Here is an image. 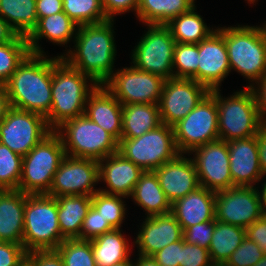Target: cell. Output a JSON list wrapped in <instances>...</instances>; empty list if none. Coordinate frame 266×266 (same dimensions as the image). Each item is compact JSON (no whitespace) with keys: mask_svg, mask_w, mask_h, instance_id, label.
<instances>
[{"mask_svg":"<svg viewBox=\"0 0 266 266\" xmlns=\"http://www.w3.org/2000/svg\"><path fill=\"white\" fill-rule=\"evenodd\" d=\"M114 20L79 26L75 48L60 55L71 67L103 85L114 73L116 43ZM66 53V54H65Z\"/></svg>","mask_w":266,"mask_h":266,"instance_id":"1","label":"cell"},{"mask_svg":"<svg viewBox=\"0 0 266 266\" xmlns=\"http://www.w3.org/2000/svg\"><path fill=\"white\" fill-rule=\"evenodd\" d=\"M29 53L4 84L11 107L46 117L52 105V57Z\"/></svg>","mask_w":266,"mask_h":266,"instance_id":"2","label":"cell"},{"mask_svg":"<svg viewBox=\"0 0 266 266\" xmlns=\"http://www.w3.org/2000/svg\"><path fill=\"white\" fill-rule=\"evenodd\" d=\"M97 86L91 77L71 67L61 56L52 57V105L45 117L49 128L55 131L64 122L83 115L86 101Z\"/></svg>","mask_w":266,"mask_h":266,"instance_id":"3","label":"cell"},{"mask_svg":"<svg viewBox=\"0 0 266 266\" xmlns=\"http://www.w3.org/2000/svg\"><path fill=\"white\" fill-rule=\"evenodd\" d=\"M229 66L231 70L249 79L254 86L266 75V27L238 25L223 27ZM251 82V83H250ZM255 82V83H254Z\"/></svg>","mask_w":266,"mask_h":266,"instance_id":"4","label":"cell"},{"mask_svg":"<svg viewBox=\"0 0 266 266\" xmlns=\"http://www.w3.org/2000/svg\"><path fill=\"white\" fill-rule=\"evenodd\" d=\"M220 91V88L215 89L219 139L228 142L257 135L264 123L252 88L245 86L226 98L221 96Z\"/></svg>","mask_w":266,"mask_h":266,"instance_id":"5","label":"cell"},{"mask_svg":"<svg viewBox=\"0 0 266 266\" xmlns=\"http://www.w3.org/2000/svg\"><path fill=\"white\" fill-rule=\"evenodd\" d=\"M64 240L58 223L56 198L46 194L27 195L22 241L25 250H56Z\"/></svg>","mask_w":266,"mask_h":266,"instance_id":"6","label":"cell"},{"mask_svg":"<svg viewBox=\"0 0 266 266\" xmlns=\"http://www.w3.org/2000/svg\"><path fill=\"white\" fill-rule=\"evenodd\" d=\"M65 156L61 137L52 131L23 156L18 190L28 195L47 194Z\"/></svg>","mask_w":266,"mask_h":266,"instance_id":"7","label":"cell"},{"mask_svg":"<svg viewBox=\"0 0 266 266\" xmlns=\"http://www.w3.org/2000/svg\"><path fill=\"white\" fill-rule=\"evenodd\" d=\"M55 132L70 157L100 161L118 152V142L85 114L64 122Z\"/></svg>","mask_w":266,"mask_h":266,"instance_id":"8","label":"cell"},{"mask_svg":"<svg viewBox=\"0 0 266 266\" xmlns=\"http://www.w3.org/2000/svg\"><path fill=\"white\" fill-rule=\"evenodd\" d=\"M118 153L143 171H154L179 154L173 127L164 123L140 137L121 138Z\"/></svg>","mask_w":266,"mask_h":266,"instance_id":"9","label":"cell"},{"mask_svg":"<svg viewBox=\"0 0 266 266\" xmlns=\"http://www.w3.org/2000/svg\"><path fill=\"white\" fill-rule=\"evenodd\" d=\"M173 127L175 144L179 153H190L193 149L219 139L218 108L215 89Z\"/></svg>","mask_w":266,"mask_h":266,"instance_id":"10","label":"cell"},{"mask_svg":"<svg viewBox=\"0 0 266 266\" xmlns=\"http://www.w3.org/2000/svg\"><path fill=\"white\" fill-rule=\"evenodd\" d=\"M148 31L132 51L133 66L163 79L174 78L173 55L176 41L167 25L148 24Z\"/></svg>","mask_w":266,"mask_h":266,"instance_id":"11","label":"cell"},{"mask_svg":"<svg viewBox=\"0 0 266 266\" xmlns=\"http://www.w3.org/2000/svg\"><path fill=\"white\" fill-rule=\"evenodd\" d=\"M103 84L122 104H158L165 79L136 69L133 65L117 69Z\"/></svg>","mask_w":266,"mask_h":266,"instance_id":"12","label":"cell"},{"mask_svg":"<svg viewBox=\"0 0 266 266\" xmlns=\"http://www.w3.org/2000/svg\"><path fill=\"white\" fill-rule=\"evenodd\" d=\"M51 132L44 116L11 107L0 122V143L23 157Z\"/></svg>","mask_w":266,"mask_h":266,"instance_id":"13","label":"cell"},{"mask_svg":"<svg viewBox=\"0 0 266 266\" xmlns=\"http://www.w3.org/2000/svg\"><path fill=\"white\" fill-rule=\"evenodd\" d=\"M214 212L215 220L246 229L263 214L258 187L235 186L216 192Z\"/></svg>","mask_w":266,"mask_h":266,"instance_id":"14","label":"cell"},{"mask_svg":"<svg viewBox=\"0 0 266 266\" xmlns=\"http://www.w3.org/2000/svg\"><path fill=\"white\" fill-rule=\"evenodd\" d=\"M96 183H99L98 161L66 155L55 172L51 188L46 195L51 197L93 196L99 191V189H94Z\"/></svg>","mask_w":266,"mask_h":266,"instance_id":"15","label":"cell"},{"mask_svg":"<svg viewBox=\"0 0 266 266\" xmlns=\"http://www.w3.org/2000/svg\"><path fill=\"white\" fill-rule=\"evenodd\" d=\"M210 92L193 79L170 78L164 81L158 103L161 122L173 126L185 118Z\"/></svg>","mask_w":266,"mask_h":266,"instance_id":"16","label":"cell"},{"mask_svg":"<svg viewBox=\"0 0 266 266\" xmlns=\"http://www.w3.org/2000/svg\"><path fill=\"white\" fill-rule=\"evenodd\" d=\"M191 153L200 186L213 192L233 187L230 173L228 144L218 139L193 149Z\"/></svg>","mask_w":266,"mask_h":266,"instance_id":"17","label":"cell"},{"mask_svg":"<svg viewBox=\"0 0 266 266\" xmlns=\"http://www.w3.org/2000/svg\"><path fill=\"white\" fill-rule=\"evenodd\" d=\"M230 72L223 27H217L199 43L198 83L209 90L217 89Z\"/></svg>","mask_w":266,"mask_h":266,"instance_id":"18","label":"cell"},{"mask_svg":"<svg viewBox=\"0 0 266 266\" xmlns=\"http://www.w3.org/2000/svg\"><path fill=\"white\" fill-rule=\"evenodd\" d=\"M159 185L171 204L200 187L192 157L179 153L174 159L154 170Z\"/></svg>","mask_w":266,"mask_h":266,"instance_id":"19","label":"cell"},{"mask_svg":"<svg viewBox=\"0 0 266 266\" xmlns=\"http://www.w3.org/2000/svg\"><path fill=\"white\" fill-rule=\"evenodd\" d=\"M233 187H254L264 178L260 169L258 134L227 142Z\"/></svg>","mask_w":266,"mask_h":266,"instance_id":"20","label":"cell"},{"mask_svg":"<svg viewBox=\"0 0 266 266\" xmlns=\"http://www.w3.org/2000/svg\"><path fill=\"white\" fill-rule=\"evenodd\" d=\"M140 227L134 243L138 254L143 256H153L165 246L183 238V230L171 212L146 216Z\"/></svg>","mask_w":266,"mask_h":266,"instance_id":"21","label":"cell"},{"mask_svg":"<svg viewBox=\"0 0 266 266\" xmlns=\"http://www.w3.org/2000/svg\"><path fill=\"white\" fill-rule=\"evenodd\" d=\"M98 164L99 181L105 182L108 188H99V191L109 195L130 197L140 175L144 172L118 152L103 158Z\"/></svg>","mask_w":266,"mask_h":266,"instance_id":"22","label":"cell"},{"mask_svg":"<svg viewBox=\"0 0 266 266\" xmlns=\"http://www.w3.org/2000/svg\"><path fill=\"white\" fill-rule=\"evenodd\" d=\"M122 108L123 105L104 85H98L86 101L84 114L119 142L122 134Z\"/></svg>","mask_w":266,"mask_h":266,"instance_id":"23","label":"cell"},{"mask_svg":"<svg viewBox=\"0 0 266 266\" xmlns=\"http://www.w3.org/2000/svg\"><path fill=\"white\" fill-rule=\"evenodd\" d=\"M215 198V192L200 186L171 204V213L183 231L196 224L214 221Z\"/></svg>","mask_w":266,"mask_h":266,"instance_id":"24","label":"cell"},{"mask_svg":"<svg viewBox=\"0 0 266 266\" xmlns=\"http://www.w3.org/2000/svg\"><path fill=\"white\" fill-rule=\"evenodd\" d=\"M27 195L18 189L0 190V242L22 244Z\"/></svg>","mask_w":266,"mask_h":266,"instance_id":"25","label":"cell"},{"mask_svg":"<svg viewBox=\"0 0 266 266\" xmlns=\"http://www.w3.org/2000/svg\"><path fill=\"white\" fill-rule=\"evenodd\" d=\"M78 27L65 12L38 18L35 28L26 37L30 53L46 54L38 43L42 38L57 45L68 44L76 37Z\"/></svg>","mask_w":266,"mask_h":266,"instance_id":"26","label":"cell"},{"mask_svg":"<svg viewBox=\"0 0 266 266\" xmlns=\"http://www.w3.org/2000/svg\"><path fill=\"white\" fill-rule=\"evenodd\" d=\"M55 198L58 207V223L61 235L65 239L78 238L83 220L92 205V196L65 195Z\"/></svg>","mask_w":266,"mask_h":266,"instance_id":"27","label":"cell"},{"mask_svg":"<svg viewBox=\"0 0 266 266\" xmlns=\"http://www.w3.org/2000/svg\"><path fill=\"white\" fill-rule=\"evenodd\" d=\"M145 210L147 217L171 212V203L166 198L154 171H144L130 196Z\"/></svg>","mask_w":266,"mask_h":266,"instance_id":"28","label":"cell"},{"mask_svg":"<svg viewBox=\"0 0 266 266\" xmlns=\"http://www.w3.org/2000/svg\"><path fill=\"white\" fill-rule=\"evenodd\" d=\"M161 124L158 104L123 105L121 138L140 137Z\"/></svg>","mask_w":266,"mask_h":266,"instance_id":"29","label":"cell"},{"mask_svg":"<svg viewBox=\"0 0 266 266\" xmlns=\"http://www.w3.org/2000/svg\"><path fill=\"white\" fill-rule=\"evenodd\" d=\"M193 6L195 0H139L136 15L146 25H166Z\"/></svg>","mask_w":266,"mask_h":266,"instance_id":"30","label":"cell"},{"mask_svg":"<svg viewBox=\"0 0 266 266\" xmlns=\"http://www.w3.org/2000/svg\"><path fill=\"white\" fill-rule=\"evenodd\" d=\"M121 231L114 229L91 240L97 266H111L131 257L129 243Z\"/></svg>","mask_w":266,"mask_h":266,"instance_id":"31","label":"cell"},{"mask_svg":"<svg viewBox=\"0 0 266 266\" xmlns=\"http://www.w3.org/2000/svg\"><path fill=\"white\" fill-rule=\"evenodd\" d=\"M195 11L196 6H193L166 24L177 43L198 44L216 30L208 27L203 17Z\"/></svg>","mask_w":266,"mask_h":266,"instance_id":"32","label":"cell"},{"mask_svg":"<svg viewBox=\"0 0 266 266\" xmlns=\"http://www.w3.org/2000/svg\"><path fill=\"white\" fill-rule=\"evenodd\" d=\"M244 238V228L216 220L208 249L212 263L224 265Z\"/></svg>","mask_w":266,"mask_h":266,"instance_id":"33","label":"cell"},{"mask_svg":"<svg viewBox=\"0 0 266 266\" xmlns=\"http://www.w3.org/2000/svg\"><path fill=\"white\" fill-rule=\"evenodd\" d=\"M0 15L19 35L27 37L38 22L36 0H0Z\"/></svg>","mask_w":266,"mask_h":266,"instance_id":"34","label":"cell"},{"mask_svg":"<svg viewBox=\"0 0 266 266\" xmlns=\"http://www.w3.org/2000/svg\"><path fill=\"white\" fill-rule=\"evenodd\" d=\"M29 53L25 36L19 35L13 42L0 44V85H4L9 80Z\"/></svg>","mask_w":266,"mask_h":266,"instance_id":"35","label":"cell"},{"mask_svg":"<svg viewBox=\"0 0 266 266\" xmlns=\"http://www.w3.org/2000/svg\"><path fill=\"white\" fill-rule=\"evenodd\" d=\"M63 11L78 25L107 21L101 0H62Z\"/></svg>","mask_w":266,"mask_h":266,"instance_id":"36","label":"cell"},{"mask_svg":"<svg viewBox=\"0 0 266 266\" xmlns=\"http://www.w3.org/2000/svg\"><path fill=\"white\" fill-rule=\"evenodd\" d=\"M198 44L177 43L174 47V78L193 79L198 82ZM176 70V71H175Z\"/></svg>","mask_w":266,"mask_h":266,"instance_id":"37","label":"cell"},{"mask_svg":"<svg viewBox=\"0 0 266 266\" xmlns=\"http://www.w3.org/2000/svg\"><path fill=\"white\" fill-rule=\"evenodd\" d=\"M64 266H97L91 240L65 239L56 249Z\"/></svg>","mask_w":266,"mask_h":266,"instance_id":"38","label":"cell"},{"mask_svg":"<svg viewBox=\"0 0 266 266\" xmlns=\"http://www.w3.org/2000/svg\"><path fill=\"white\" fill-rule=\"evenodd\" d=\"M120 195H109L100 191L92 196V207L107 220L114 229H121L125 220L126 208Z\"/></svg>","mask_w":266,"mask_h":266,"instance_id":"39","label":"cell"},{"mask_svg":"<svg viewBox=\"0 0 266 266\" xmlns=\"http://www.w3.org/2000/svg\"><path fill=\"white\" fill-rule=\"evenodd\" d=\"M22 158L0 143V190L18 189L22 175Z\"/></svg>","mask_w":266,"mask_h":266,"instance_id":"40","label":"cell"},{"mask_svg":"<svg viewBox=\"0 0 266 266\" xmlns=\"http://www.w3.org/2000/svg\"><path fill=\"white\" fill-rule=\"evenodd\" d=\"M266 255L259 246L245 237L241 245L231 254L225 266H254Z\"/></svg>","mask_w":266,"mask_h":266,"instance_id":"41","label":"cell"},{"mask_svg":"<svg viewBox=\"0 0 266 266\" xmlns=\"http://www.w3.org/2000/svg\"><path fill=\"white\" fill-rule=\"evenodd\" d=\"M114 228L91 206L83 220L80 240H92L104 233L113 231Z\"/></svg>","mask_w":266,"mask_h":266,"instance_id":"42","label":"cell"},{"mask_svg":"<svg viewBox=\"0 0 266 266\" xmlns=\"http://www.w3.org/2000/svg\"><path fill=\"white\" fill-rule=\"evenodd\" d=\"M215 225L216 220L206 221L188 227L183 231L184 241L188 244L199 245L200 247L209 249Z\"/></svg>","mask_w":266,"mask_h":266,"instance_id":"43","label":"cell"},{"mask_svg":"<svg viewBox=\"0 0 266 266\" xmlns=\"http://www.w3.org/2000/svg\"><path fill=\"white\" fill-rule=\"evenodd\" d=\"M209 250L199 245L188 244L182 238V256L179 266H212Z\"/></svg>","mask_w":266,"mask_h":266,"instance_id":"44","label":"cell"},{"mask_svg":"<svg viewBox=\"0 0 266 266\" xmlns=\"http://www.w3.org/2000/svg\"><path fill=\"white\" fill-rule=\"evenodd\" d=\"M27 251L22 244L0 242V266H22Z\"/></svg>","mask_w":266,"mask_h":266,"instance_id":"45","label":"cell"},{"mask_svg":"<svg viewBox=\"0 0 266 266\" xmlns=\"http://www.w3.org/2000/svg\"><path fill=\"white\" fill-rule=\"evenodd\" d=\"M26 262L30 266H64L57 250H35L27 252Z\"/></svg>","mask_w":266,"mask_h":266,"instance_id":"46","label":"cell"},{"mask_svg":"<svg viewBox=\"0 0 266 266\" xmlns=\"http://www.w3.org/2000/svg\"><path fill=\"white\" fill-rule=\"evenodd\" d=\"M182 256V239L173 242L153 255L161 266H179Z\"/></svg>","mask_w":266,"mask_h":266,"instance_id":"47","label":"cell"},{"mask_svg":"<svg viewBox=\"0 0 266 266\" xmlns=\"http://www.w3.org/2000/svg\"><path fill=\"white\" fill-rule=\"evenodd\" d=\"M103 11L109 20H114L117 14L135 11L137 12L139 0H101Z\"/></svg>","mask_w":266,"mask_h":266,"instance_id":"48","label":"cell"},{"mask_svg":"<svg viewBox=\"0 0 266 266\" xmlns=\"http://www.w3.org/2000/svg\"><path fill=\"white\" fill-rule=\"evenodd\" d=\"M245 237L254 241L266 254V220L263 217L245 229Z\"/></svg>","mask_w":266,"mask_h":266,"instance_id":"49","label":"cell"},{"mask_svg":"<svg viewBox=\"0 0 266 266\" xmlns=\"http://www.w3.org/2000/svg\"><path fill=\"white\" fill-rule=\"evenodd\" d=\"M254 85L258 86H252L251 88L255 94L259 115L261 121L266 124V75Z\"/></svg>","mask_w":266,"mask_h":266,"instance_id":"50","label":"cell"},{"mask_svg":"<svg viewBox=\"0 0 266 266\" xmlns=\"http://www.w3.org/2000/svg\"><path fill=\"white\" fill-rule=\"evenodd\" d=\"M36 12L38 18L47 17L63 11L62 0H36Z\"/></svg>","mask_w":266,"mask_h":266,"instance_id":"51","label":"cell"},{"mask_svg":"<svg viewBox=\"0 0 266 266\" xmlns=\"http://www.w3.org/2000/svg\"><path fill=\"white\" fill-rule=\"evenodd\" d=\"M258 152L260 169L263 176H266V124H263L258 132Z\"/></svg>","mask_w":266,"mask_h":266,"instance_id":"52","label":"cell"},{"mask_svg":"<svg viewBox=\"0 0 266 266\" xmlns=\"http://www.w3.org/2000/svg\"><path fill=\"white\" fill-rule=\"evenodd\" d=\"M19 34L0 15V44L13 42Z\"/></svg>","mask_w":266,"mask_h":266,"instance_id":"53","label":"cell"},{"mask_svg":"<svg viewBox=\"0 0 266 266\" xmlns=\"http://www.w3.org/2000/svg\"><path fill=\"white\" fill-rule=\"evenodd\" d=\"M11 108L9 98L4 85H0V122L5 118Z\"/></svg>","mask_w":266,"mask_h":266,"instance_id":"54","label":"cell"},{"mask_svg":"<svg viewBox=\"0 0 266 266\" xmlns=\"http://www.w3.org/2000/svg\"><path fill=\"white\" fill-rule=\"evenodd\" d=\"M137 260L134 261V266H161L153 256H143L138 254Z\"/></svg>","mask_w":266,"mask_h":266,"instance_id":"55","label":"cell"},{"mask_svg":"<svg viewBox=\"0 0 266 266\" xmlns=\"http://www.w3.org/2000/svg\"><path fill=\"white\" fill-rule=\"evenodd\" d=\"M260 195L262 198V204H263V213H266V180L262 183V187L260 189Z\"/></svg>","mask_w":266,"mask_h":266,"instance_id":"56","label":"cell"},{"mask_svg":"<svg viewBox=\"0 0 266 266\" xmlns=\"http://www.w3.org/2000/svg\"><path fill=\"white\" fill-rule=\"evenodd\" d=\"M111 266H134V262L129 258L128 260H125L123 262L111 265Z\"/></svg>","mask_w":266,"mask_h":266,"instance_id":"57","label":"cell"},{"mask_svg":"<svg viewBox=\"0 0 266 266\" xmlns=\"http://www.w3.org/2000/svg\"><path fill=\"white\" fill-rule=\"evenodd\" d=\"M254 266H266V255H264Z\"/></svg>","mask_w":266,"mask_h":266,"instance_id":"58","label":"cell"},{"mask_svg":"<svg viewBox=\"0 0 266 266\" xmlns=\"http://www.w3.org/2000/svg\"><path fill=\"white\" fill-rule=\"evenodd\" d=\"M246 1H247V0H246ZM255 1H257V0H248V3H250V4H254Z\"/></svg>","mask_w":266,"mask_h":266,"instance_id":"59","label":"cell"},{"mask_svg":"<svg viewBox=\"0 0 266 266\" xmlns=\"http://www.w3.org/2000/svg\"><path fill=\"white\" fill-rule=\"evenodd\" d=\"M262 217L266 220V213H263Z\"/></svg>","mask_w":266,"mask_h":266,"instance_id":"60","label":"cell"},{"mask_svg":"<svg viewBox=\"0 0 266 266\" xmlns=\"http://www.w3.org/2000/svg\"><path fill=\"white\" fill-rule=\"evenodd\" d=\"M212 266H225V265H221V264H213Z\"/></svg>","mask_w":266,"mask_h":266,"instance_id":"61","label":"cell"},{"mask_svg":"<svg viewBox=\"0 0 266 266\" xmlns=\"http://www.w3.org/2000/svg\"><path fill=\"white\" fill-rule=\"evenodd\" d=\"M22 266H30L27 262H25Z\"/></svg>","mask_w":266,"mask_h":266,"instance_id":"62","label":"cell"}]
</instances>
